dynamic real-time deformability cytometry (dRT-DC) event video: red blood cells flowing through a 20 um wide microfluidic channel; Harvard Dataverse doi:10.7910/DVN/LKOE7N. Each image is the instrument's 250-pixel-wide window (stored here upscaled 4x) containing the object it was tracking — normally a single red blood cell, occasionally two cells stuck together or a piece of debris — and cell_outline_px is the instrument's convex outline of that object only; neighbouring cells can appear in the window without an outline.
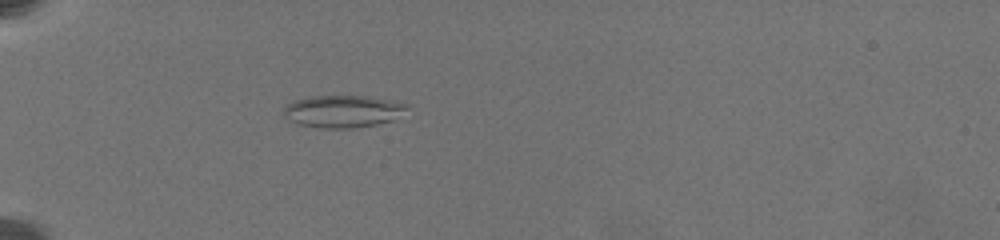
{"species": "common noctule bat (a hibernating species)", "species_latin": "Nyctalus noctula", "temperature_condition": "warm", "stored_images_in_passage": 50, "camera_frame_rate_fps": 3000, "um_per_image_px": 0.085, "animal": {"sex": "female", "body_mass_g": 19.5, "forearm_length_mm": 54.1}, "frame": {"image": 1, "passage_image": 1, "time_ms": 0.0, "image_size_px": [1000, 240], "cell_outline_px": [[408, 108], [392, 120], [376, 124], [352, 128], [320, 128], [296, 124], [288, 120], [284, 116], [284, 108], [288, 104], [296, 100], [312, 96], [368, 96], [408, 104]], "centroid_in_image_um": [29.1, 9.47], "position_along_channel_um": 55.9, "area_um2": 23.0}}
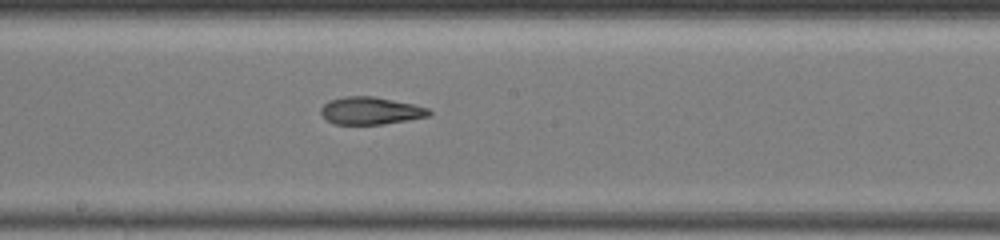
{"frame": {"image": 2, "passage_image": 22, "time_ms": 5.333, "image_size_px": [1000, 240], "cell_outline_px": [[432, 112], [428, 116], [408, 120], [384, 124], [336, 124], [328, 120], [320, 112], [320, 108], [324, 104], [332, 100], [344, 96], [372, 96], [412, 104], [428, 108]], "centroid_in_image_um": [31.5, 9.41], "position_along_channel_um": 216.7, "area_um2": 17.05}}
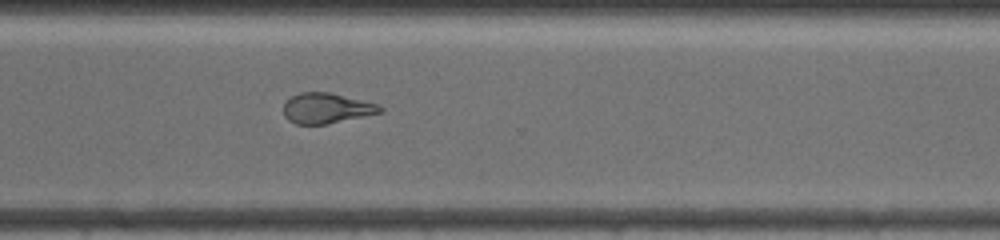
{"frame": {"image": 3, "passage_image": 49, "time_ms": 9.0, "image_size_px": [1000, 240], "cell_outline_px": [[384, 112], [328, 124], [296, 124], [288, 120], [284, 116], [284, 104], [292, 96], [300, 92], [328, 92], [376, 104], [384, 108]], "centroid_in_image_um": [27.75, 9.21], "position_along_channel_um": 342.9, "area_um2": 16.94}}